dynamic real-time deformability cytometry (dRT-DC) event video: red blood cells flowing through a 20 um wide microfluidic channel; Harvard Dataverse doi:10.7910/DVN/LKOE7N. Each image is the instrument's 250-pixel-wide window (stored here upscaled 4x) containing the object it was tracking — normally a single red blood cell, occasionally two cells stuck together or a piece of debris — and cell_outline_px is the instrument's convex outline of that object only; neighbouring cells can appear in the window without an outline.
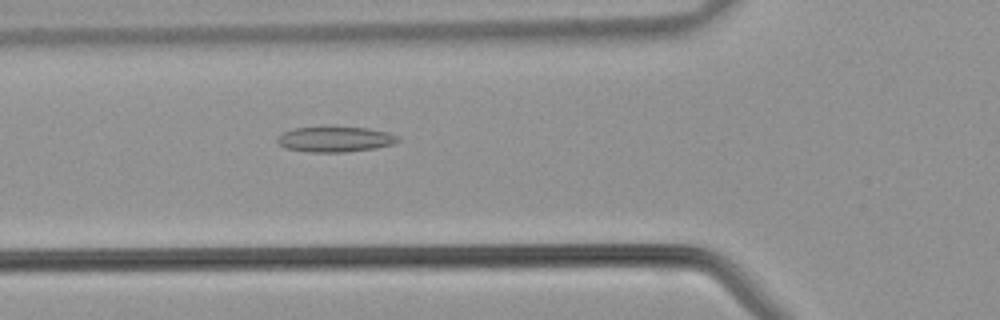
{"species": "common noctule bat (a hibernating species)", "species_latin": "Nyctalus noctula", "temperature_condition": "warm", "stored_images_in_passage": 40, "camera_frame_rate_fps": 3000, "um_per_image_px": 0.085, "animal": {"sex": "male", "body_mass_g": 21.5, "forearm_length_mm": 52.0}, "frame": {"image": 1, "passage_image": 14, "time_ms": 4.333, "image_size_px": [1000, 320], "cell_outline_px": [[400, 140], [392, 144], [376, 148], [344, 152], [308, 152], [284, 148], [276, 140], [276, 136], [292, 128], [368, 128], [388, 132], [400, 136]], "centroid_in_image_um": [28.48, 11.85], "position_along_channel_um": 97.3, "area_um2": 17.69}}
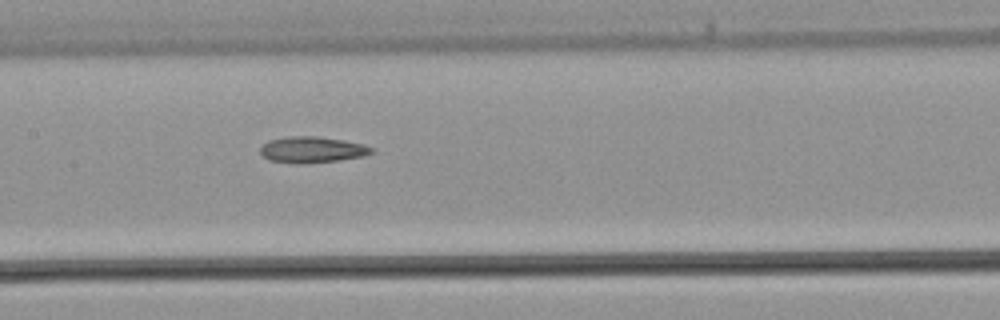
{"frame": {"image": 2, "passage_image": 19, "time_ms": 6.0, "image_size_px": [1000, 320], "cell_outline_px": [[376, 152], [364, 156], [340, 160], [268, 160], [260, 152], [260, 148], [268, 140], [288, 136], [316, 136], [344, 140], [364, 144], [376, 148]], "centroid_in_image_um": [26.64, 12.65], "position_along_channel_um": 180.8, "area_um2": 16.13}}
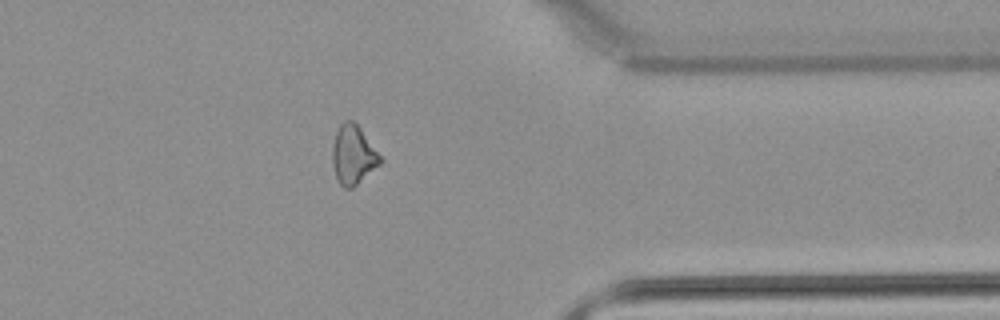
{"frame": {"image": 3, "passage_image": 32, "time_ms": 10.333, "image_size_px": [1000, 320], "cell_outline_px": [[384, 160], [380, 164], [352, 188], [344, 188], [336, 180], [332, 164], [332, 148], [336, 132], [340, 124], [344, 120], [352, 120], [360, 128]], "centroid_in_image_um": [30.0, 13.17], "position_along_channel_um": 381.4, "area_um2": 16.42}}